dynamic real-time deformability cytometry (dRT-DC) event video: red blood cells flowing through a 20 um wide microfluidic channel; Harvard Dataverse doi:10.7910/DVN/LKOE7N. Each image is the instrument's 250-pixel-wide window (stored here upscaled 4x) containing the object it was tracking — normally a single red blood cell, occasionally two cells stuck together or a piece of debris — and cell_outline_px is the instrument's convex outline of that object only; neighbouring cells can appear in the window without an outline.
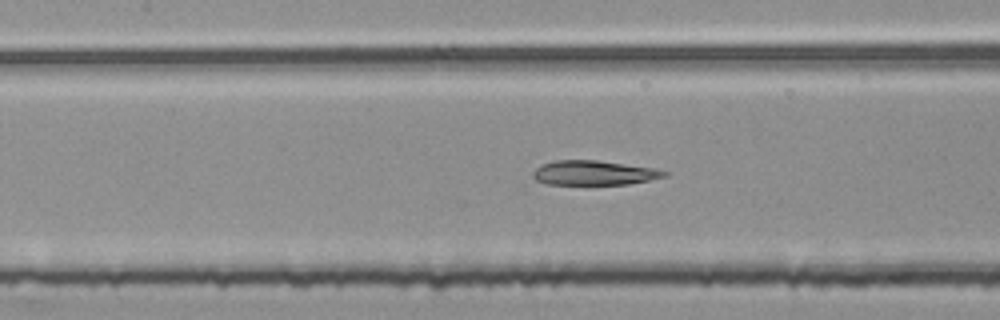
{"species": "common noctule bat (a hibernating species)", "species_latin": "Nyctalus noctula", "temperature_condition": "room temperature", "stored_images_in_passage": 37, "segment_of_instrument_passage": [2, 2], "camera_frame_rate_fps": 3000, "um_per_image_px": 0.085, "animal": {"sex": "female", "body_mass_g": 25.1}, "frame": {"image": 1, "passage_image": 14, "time_ms": 4.333, "image_size_px": [1000, 320], "cell_outline_px": [[668, 176], [628, 184], [548, 184], [536, 180], [532, 176], [532, 172], [540, 164], [556, 160], [596, 160], [656, 168], [668, 172]], "centroid_in_image_um": [50.48, 14.68], "position_along_channel_um": 156.9, "area_um2": 18.79}}
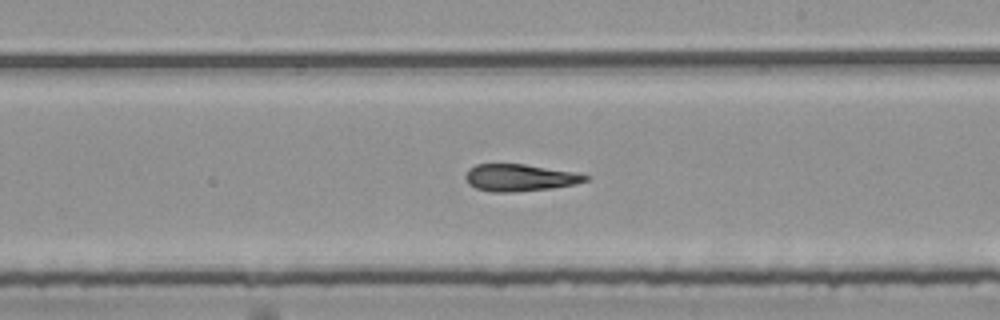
{"frame": {"image": 2, "passage_image": 21, "time_ms": 6.667, "image_size_px": [1000, 320], "cell_outline_px": [[592, 176], [588, 180], [576, 184], [552, 188], [512, 192], [492, 192], [476, 188], [468, 184], [464, 176], [468, 168], [476, 164], [524, 164], [576, 172]], "centroid_in_image_um": [44.19, 15.1], "position_along_channel_um": 244.8, "area_um2": 19.07}}
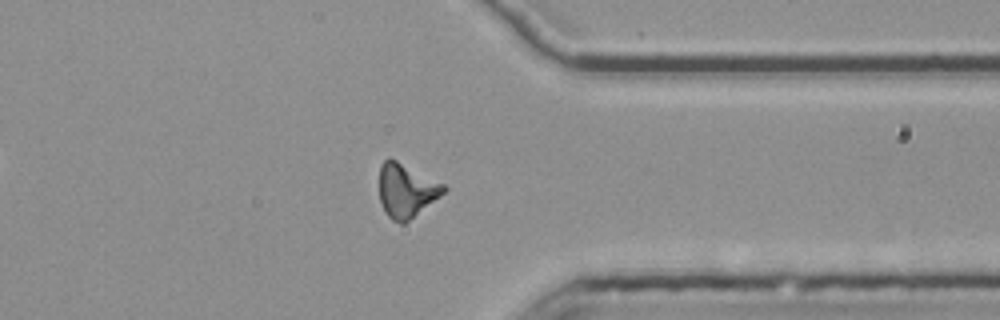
{"frame": {"image": 3, "passage_image": 32, "time_ms": 10.333, "image_size_px": [1000, 320], "cell_outline_px": [[448, 188], [440, 196], [404, 224], [400, 224], [392, 220], [384, 212], [380, 200], [380, 164], [388, 156], [444, 184]], "centroid_in_image_um": [34.51, 16.19], "position_along_channel_um": 376.9, "area_um2": 20.06}}